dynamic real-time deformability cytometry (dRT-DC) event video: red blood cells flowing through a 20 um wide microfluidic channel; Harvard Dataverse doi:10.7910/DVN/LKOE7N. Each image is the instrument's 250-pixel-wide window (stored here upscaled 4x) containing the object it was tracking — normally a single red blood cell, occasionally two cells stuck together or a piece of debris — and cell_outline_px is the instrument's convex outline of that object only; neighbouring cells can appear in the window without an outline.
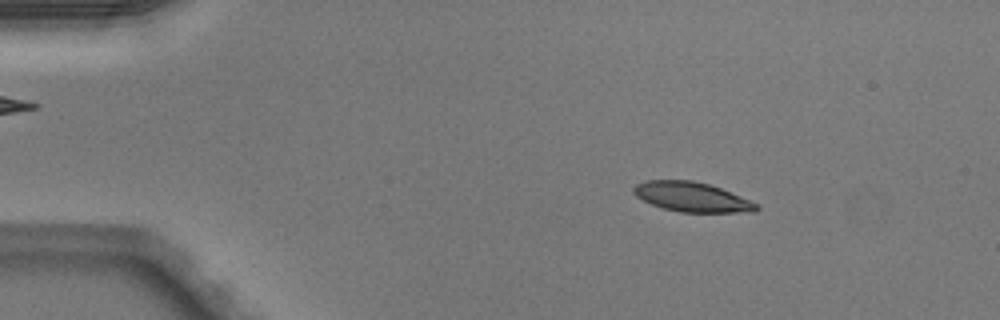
{"species": "Egyptian fruit bat (a non-hibernating species)", "species_latin": "Rousettus aegyptiacus", "temperature_condition": "warm", "stored_images_in_passage": 50, "camera_frame_rate_fps": 3000, "um_per_image_px": 0.085, "animal": {"sex": "male"}, "frame": {"image": 1, "passage_image": 8, "time_ms": 2.333, "image_size_px": [1000, 320], "cell_outline_px": [[760, 208], [756, 212], [680, 212], [664, 208], [652, 204], [636, 196], [632, 192], [632, 188], [636, 184], [644, 180], [692, 180], [708, 184], [720, 188], [760, 204]], "centroid_in_image_um": [58.82, 16.74], "position_along_channel_um": 26.2, "area_um2": 21.21}}
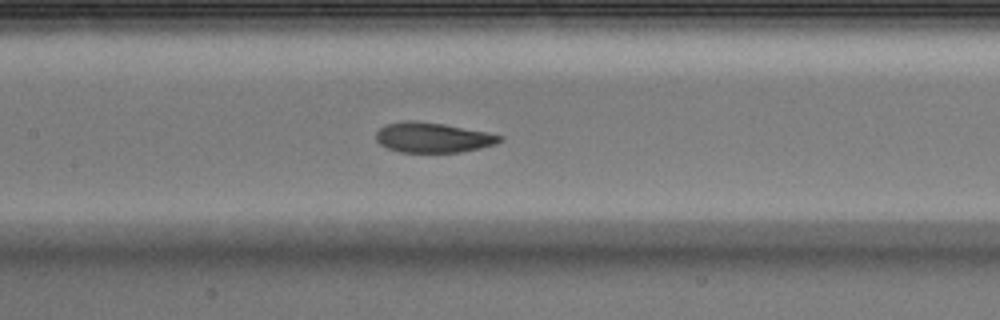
{"frame": {"image": 2, "passage_image": 24, "time_ms": 7.667, "image_size_px": [1000, 320], "cell_outline_px": [[504, 140], [496, 144], [480, 148], [460, 152], [400, 152], [388, 148], [380, 144], [376, 140], [376, 132], [384, 124], [404, 120], [416, 120], [444, 124], [488, 132], [504, 136]], "centroid_in_image_um": [36.8, 11.68], "position_along_channel_um": 170.6, "area_um2": 21.91}}
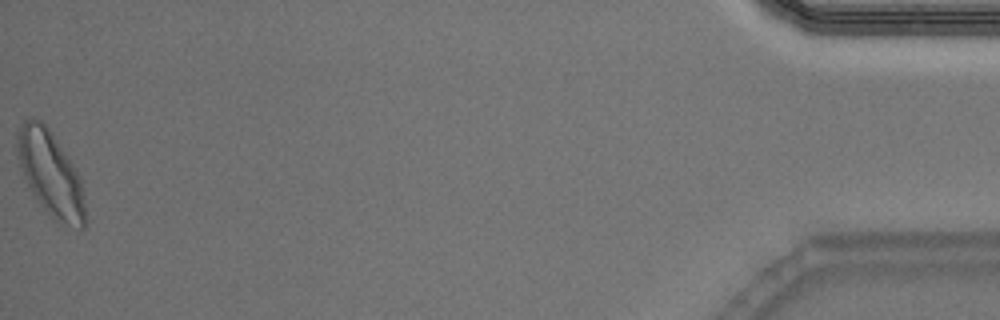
{"frame": {"image": 3, "passage_image": 50, "time_ms": 16.333, "image_size_px": [1000, 320], "cell_outline_px": [[84, 228], [80, 228], [56, 220], [40, 204], [32, 192], [20, 168], [16, 156], [16, 136], [24, 120], [28, 116], [32, 116], [40, 120], [48, 128], [76, 168], [80, 180], [84, 204]], "centroid_in_image_um": [4.24, 14.69], "position_along_channel_um": 431.0, "area_um2": 33.0}, "authors_computed_cell_mechanics": {"area_um2": 22.253, "velocity_mm_per_s": 4.0779, "shape_relaxation_time_tau1_ms": 3.5522, "shape_relaxation_time_tau2_ms": 1.8779, "deformation_change_tau1": 0.1454, "deformation_change_tau2": 0.0575}}